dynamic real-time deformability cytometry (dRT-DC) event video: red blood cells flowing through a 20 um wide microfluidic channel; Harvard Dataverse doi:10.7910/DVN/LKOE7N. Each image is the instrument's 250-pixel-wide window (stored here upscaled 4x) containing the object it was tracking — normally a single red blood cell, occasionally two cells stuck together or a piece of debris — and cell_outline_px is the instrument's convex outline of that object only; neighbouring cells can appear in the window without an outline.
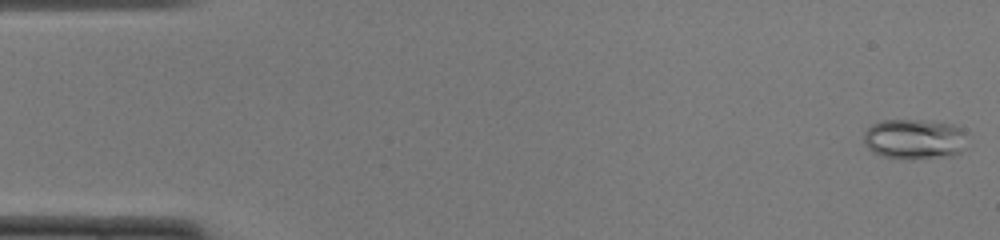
{"species": "common noctule bat (a hibernating species)", "species_latin": "Nyctalus noctula", "temperature_condition": "cold", "stored_images_in_passage": 14, "camera_frame_rate_fps": 3000, "um_per_image_px": 0.085, "animal": {"sex": "female", "body_mass_g": 22.0, "forearm_length_mm": 56.7}, "frame": {"image": 1, "passage_image": 1, "time_ms": 0.0, "image_size_px": [1000, 240], "cell_outline_px": [[964, 148], [960, 152], [952, 156], [880, 156], [868, 148], [864, 144], [864, 132], [872, 124], [884, 120], [920, 120], [952, 124], [960, 128]], "centroid_in_image_um": [77.66, 11.78], "position_along_channel_um": 7.3, "area_um2": 23.12}}